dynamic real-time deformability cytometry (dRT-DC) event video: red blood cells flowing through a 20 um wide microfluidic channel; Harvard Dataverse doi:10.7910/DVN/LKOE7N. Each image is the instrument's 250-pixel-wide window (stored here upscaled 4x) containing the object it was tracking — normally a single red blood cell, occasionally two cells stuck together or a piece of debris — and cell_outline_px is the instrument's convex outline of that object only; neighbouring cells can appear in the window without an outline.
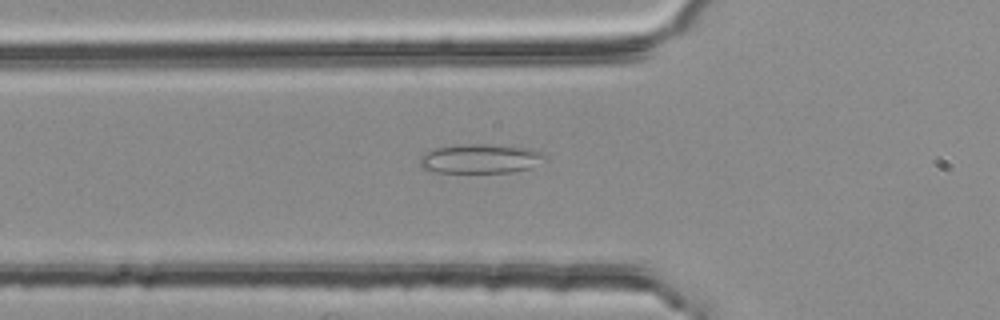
{"species": "common noctule bat (a hibernating species)", "species_latin": "Nyctalus noctula", "temperature_condition": "room temperature", "stored_images_in_passage": 7, "camera_frame_rate_fps": 3000, "um_per_image_px": 0.085, "animal": {"sex": "female", "body_mass_g": 25.1}, "frame": {"image": 1, "passage_image": 7, "time_ms": 2.0, "image_size_px": [1000, 320], "cell_outline_px": [[548, 156], [528, 168], [512, 172], [436, 172], [420, 168], [420, 156], [436, 148], [460, 144], [484, 144], [528, 148], [544, 152]], "centroid_in_image_um": [40.81, 13.48], "position_along_channel_um": 85.0, "area_um2": 21.1}}